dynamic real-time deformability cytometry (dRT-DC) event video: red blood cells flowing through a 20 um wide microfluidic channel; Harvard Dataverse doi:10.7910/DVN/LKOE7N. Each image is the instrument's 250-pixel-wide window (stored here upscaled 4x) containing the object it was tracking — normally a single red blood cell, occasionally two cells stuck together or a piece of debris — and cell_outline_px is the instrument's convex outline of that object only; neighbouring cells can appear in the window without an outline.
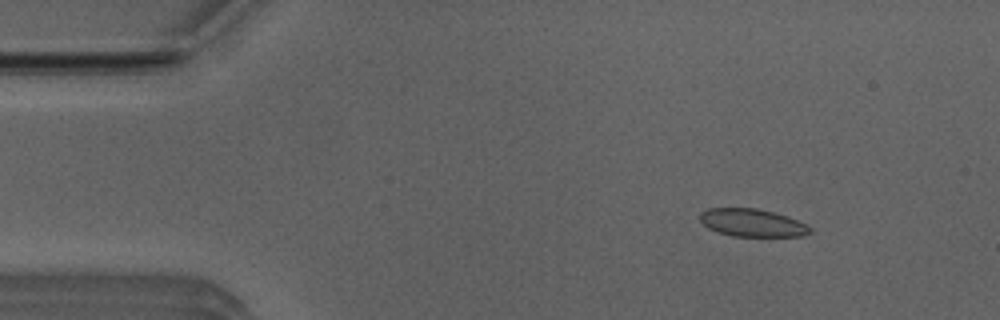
{"species": "Egyptian fruit bat (a non-hibernating species)", "species_latin": "Rousettus aegyptiacus", "temperature_condition": "room temperature", "stored_images_in_passage": 49, "segment_of_instrument_passage": [1, 2], "camera_frame_rate_fps": 3000, "um_per_image_px": 0.085, "animal": {"sex": "male"}, "frame": {"image": 1, "passage_image": 3, "time_ms": 0.667, "image_size_px": [1000, 320], "cell_outline_px": [[812, 232], [804, 236], [732, 236], [716, 232], [708, 228], [700, 220], [700, 212], [708, 208], [756, 208], [788, 216], [812, 228]], "centroid_in_image_um": [63.92, 18.94], "position_along_channel_um": 21.1, "area_um2": 17.8}}
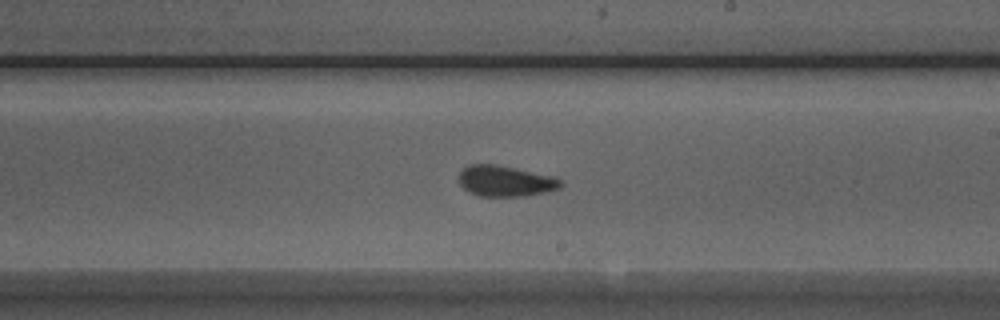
{"frame": {"image": 2, "passage_image": 26, "time_ms": 8.333, "image_size_px": [1000, 320], "cell_outline_px": [[564, 184], [560, 188], [544, 192], [524, 196], [480, 196], [468, 192], [460, 184], [460, 172], [468, 164], [496, 164], [552, 176], [560, 180]], "centroid_in_image_um": [42.94, 15.39], "position_along_channel_um": 246.1, "area_um2": 18.15}}
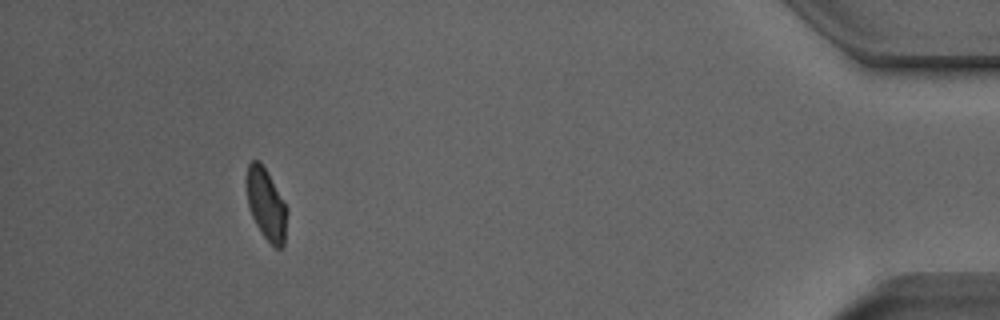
{"frame": {"image": 3, "passage_image": 44, "time_ms": 14.333, "image_size_px": [1000, 320], "cell_outline_px": [[288, 212], [284, 244], [280, 248], [276, 248], [264, 236], [256, 224], [252, 216], [248, 204], [244, 180], [248, 164], [252, 160], [260, 160], [288, 208]], "centroid_in_image_um": [22.61, 17.32], "position_along_channel_um": 412.6, "area_um2": 16.99}}